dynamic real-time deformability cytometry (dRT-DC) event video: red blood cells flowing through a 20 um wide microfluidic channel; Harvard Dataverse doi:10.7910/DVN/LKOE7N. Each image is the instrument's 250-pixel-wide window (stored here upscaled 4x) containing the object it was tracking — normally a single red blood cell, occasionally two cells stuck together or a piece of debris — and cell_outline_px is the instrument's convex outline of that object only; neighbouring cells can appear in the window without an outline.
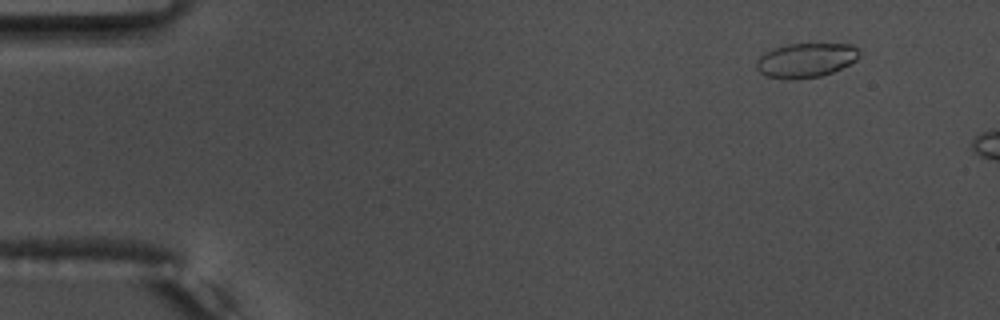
{"species": "common noctule bat (a hibernating species)", "species_latin": "Nyctalus noctula", "temperature_condition": "warm", "stored_images_in_passage": 6, "camera_frame_rate_fps": 3000, "um_per_image_px": 0.085, "animal": {"sex": "male", "body_mass_g": 17.5, "forearm_length_mm": 52.3}, "frame": {"image": 1, "passage_image": 1, "time_ms": 0.0, "image_size_px": [1000, 320], "cell_outline_px": [[860, 56], [856, 60], [832, 72], [820, 76], [796, 80], [768, 76], [760, 72], [756, 68], [756, 60], [764, 52], [772, 48], [788, 44], [852, 44], [860, 52]], "centroid_in_image_um": [68.48, 5.11], "position_along_channel_um": 16.5, "area_um2": 20.58}}